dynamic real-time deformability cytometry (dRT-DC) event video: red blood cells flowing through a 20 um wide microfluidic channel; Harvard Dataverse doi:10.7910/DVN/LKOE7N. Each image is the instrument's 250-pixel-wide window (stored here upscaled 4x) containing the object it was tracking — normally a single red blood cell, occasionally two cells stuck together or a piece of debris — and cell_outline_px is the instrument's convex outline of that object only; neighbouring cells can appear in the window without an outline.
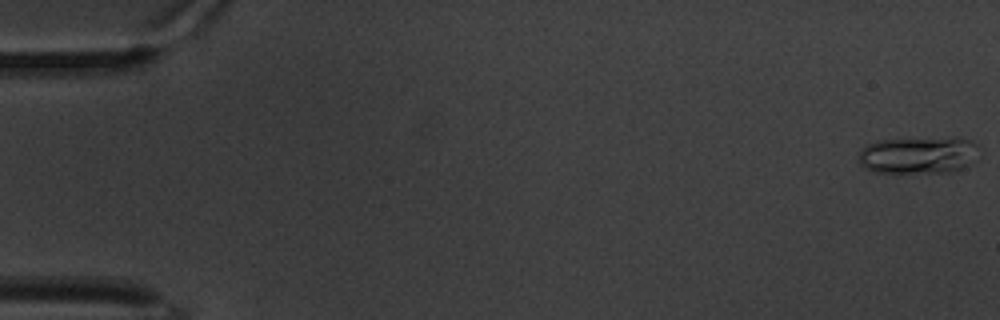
{"species": "common noctule bat (a hibernating species)", "species_latin": "Nyctalus noctula", "temperature_condition": "warm", "stored_images_in_passage": 11, "segment_of_instrument_passage": [1, 2], "camera_frame_rate_fps": 3000, "um_per_image_px": 0.085, "animal": {"sex": "male", "body_mass_g": 20.1, "forearm_length_mm": 53.5}, "frame": {"image": 1, "passage_image": 1, "time_ms": 0.0, "image_size_px": [1000, 320], "cell_outline_px": [[976, 160], [972, 164], [948, 172], [896, 176], [872, 172], [864, 168], [860, 164], [860, 152], [864, 144], [876, 140], [956, 136], [972, 140], [976, 144]], "centroid_in_image_um": [78.02, 13.21], "position_along_channel_um": 7.0, "area_um2": 27.57}}